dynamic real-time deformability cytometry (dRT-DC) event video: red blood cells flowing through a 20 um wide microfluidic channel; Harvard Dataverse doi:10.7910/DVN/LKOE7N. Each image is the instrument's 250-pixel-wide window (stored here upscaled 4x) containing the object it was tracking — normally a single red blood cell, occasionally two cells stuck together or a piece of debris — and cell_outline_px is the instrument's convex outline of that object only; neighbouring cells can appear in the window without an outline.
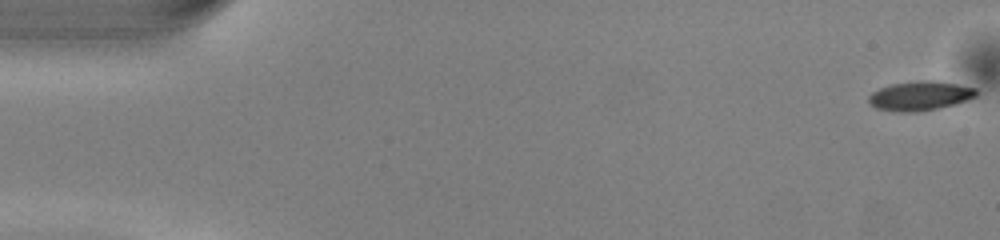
{"species": "common noctule bat (a hibernating species)", "species_latin": "Nyctalus noctula", "temperature_condition": "warm", "stored_images_in_passage": 51, "camera_frame_rate_fps": 3000, "um_per_image_px": 0.085, "animal": {"sex": "male", "body_mass_g": 13.0, "forearm_length_mm": 53.1}, "frame": {"image": 1, "passage_image": 1, "time_ms": 0.0, "image_size_px": [1000, 240], "cell_outline_px": [[976, 96], [956, 104], [916, 112], [900, 112], [876, 108], [868, 104], [868, 96], [872, 92], [880, 88], [892, 84], [924, 80], [932, 80], [956, 84], [976, 88]], "centroid_in_image_um": [78.17, 8.15], "position_along_channel_um": 6.8, "area_um2": 18.21}}
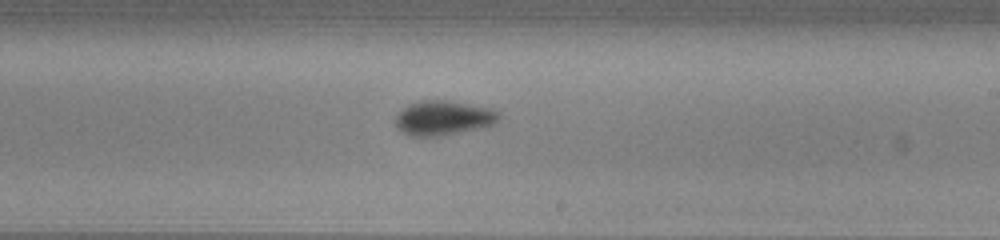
{"frame": {"image": 2, "passage_image": 30, "time_ms": 9.667, "image_size_px": [1000, 240], "cell_outline_px": [[500, 116], [492, 124], [484, 128], [436, 136], [408, 136], [400, 132], [396, 128], [396, 116], [408, 104], [420, 100], [448, 100], [492, 108], [500, 112]], "centroid_in_image_um": [37.68, 10.02], "position_along_channel_um": 251.3, "area_um2": 20.98}}
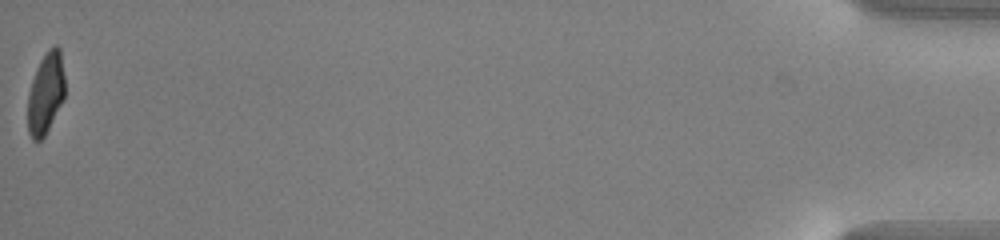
{"frame": {"image": 3, "passage_image": 51, "time_ms": 16.667, "image_size_px": [1000, 240], "cell_outline_px": [[64, 100], [44, 136], [40, 140], [32, 140], [28, 132], [28, 92], [36, 68], [40, 60], [48, 48], [56, 44], [60, 48], [64, 76]], "centroid_in_image_um": [3.88, 7.9], "position_along_channel_um": 431.3, "area_um2": 17.69}, "authors_computed_cell_mechanics": {"area_um2": 19.4786, "velocity_mm_per_s": 4.0671, "shape_relaxation_time_tau1_ms": 2.0731, "shape_relaxation_time_tau2_ms": 3.4246, "deformation_change_tau1": 0.1484, "deformation_change_tau2": 0.0767}}